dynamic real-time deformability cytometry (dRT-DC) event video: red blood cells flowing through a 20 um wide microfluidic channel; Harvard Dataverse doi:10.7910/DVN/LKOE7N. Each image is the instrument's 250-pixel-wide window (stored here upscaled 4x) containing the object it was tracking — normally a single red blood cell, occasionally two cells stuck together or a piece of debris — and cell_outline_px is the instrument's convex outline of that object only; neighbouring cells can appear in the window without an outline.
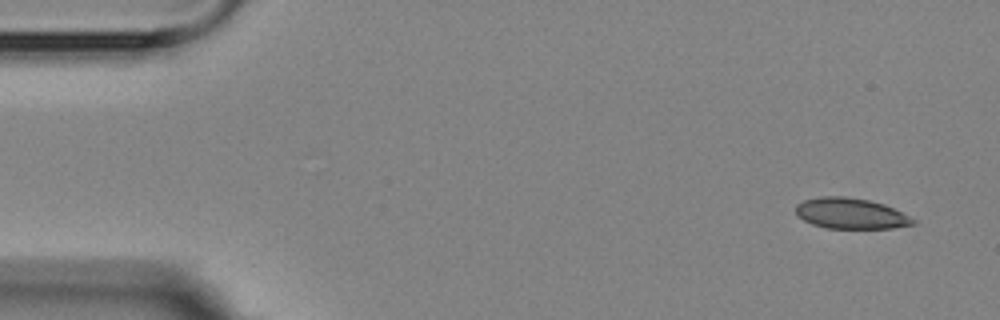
{"species": "Egyptian fruit bat (a non-hibernating species)", "species_latin": "Rousettus aegyptiacus", "temperature_condition": "room temperature", "stored_images_in_passage": 4, "camera_frame_rate_fps": 3000, "um_per_image_px": 0.085, "animal": {"sex": "female"}, "frame": {"image": 1, "passage_image": 1, "time_ms": 0.0, "image_size_px": [1000, 320], "cell_outline_px": [[916, 224], [892, 228], [824, 228], [812, 224], [804, 220], [796, 212], [796, 204], [804, 200], [820, 196], [844, 196], [868, 200], [884, 204], [916, 220]], "centroid_in_image_um": [72.3, 18.14], "position_along_channel_um": 12.7, "area_um2": 20.87}}
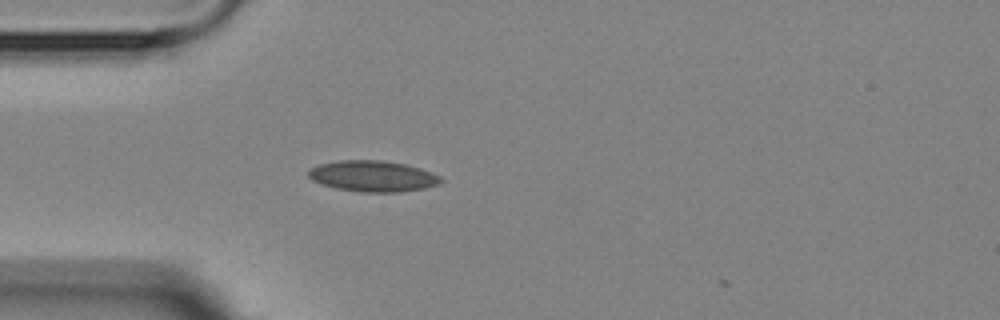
{"frame": {"image": 2, "passage_image": 4, "time_ms": 4.0, "image_size_px": [1000, 320], "cell_outline_px": [[444, 180], [440, 184], [424, 188], [400, 192], [360, 192], [336, 188], [320, 184], [312, 180], [308, 176], [308, 168], [320, 164], [340, 160], [380, 160], [404, 164], [420, 168], [440, 176]], "centroid_in_image_um": [31.67, 14.98], "position_along_channel_um": 53.3, "area_um2": 23.99}}